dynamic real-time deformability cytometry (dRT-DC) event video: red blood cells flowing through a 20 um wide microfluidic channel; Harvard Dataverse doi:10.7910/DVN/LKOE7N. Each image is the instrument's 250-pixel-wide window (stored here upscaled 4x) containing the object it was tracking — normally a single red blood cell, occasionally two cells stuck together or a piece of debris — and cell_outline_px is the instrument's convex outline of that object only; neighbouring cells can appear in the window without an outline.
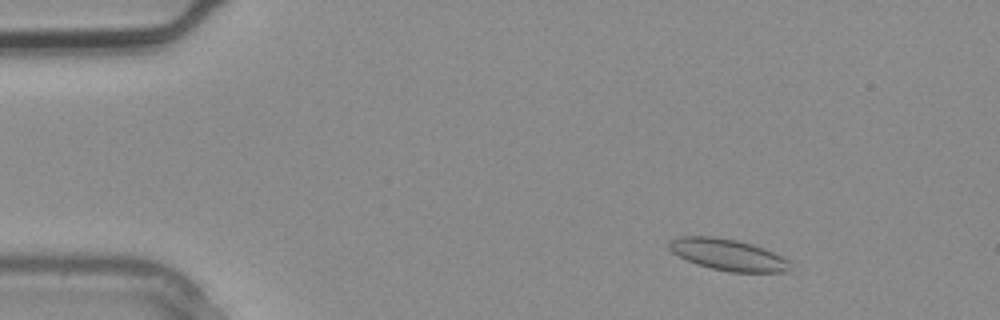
{"species": "common noctule bat (a hibernating species)", "species_latin": "Nyctalus noctula", "temperature_condition": "warm", "stored_images_in_passage": 2, "camera_frame_rate_fps": 3000, "um_per_image_px": 0.085, "animal": {"sex": "male", "body_mass_g": 20.4}, "frame": {"image": 1, "passage_image": 1, "time_ms": 0.0, "image_size_px": [1000, 320], "cell_outline_px": [[788, 268], [784, 272], [728, 272], [696, 264], [672, 252], [668, 248], [668, 240], [680, 236], [712, 236], [736, 240], [752, 244], [764, 248], [784, 256], [788, 260]], "centroid_in_image_um": [61.84, 21.64], "position_along_channel_um": 23.2, "area_um2": 22.14}}